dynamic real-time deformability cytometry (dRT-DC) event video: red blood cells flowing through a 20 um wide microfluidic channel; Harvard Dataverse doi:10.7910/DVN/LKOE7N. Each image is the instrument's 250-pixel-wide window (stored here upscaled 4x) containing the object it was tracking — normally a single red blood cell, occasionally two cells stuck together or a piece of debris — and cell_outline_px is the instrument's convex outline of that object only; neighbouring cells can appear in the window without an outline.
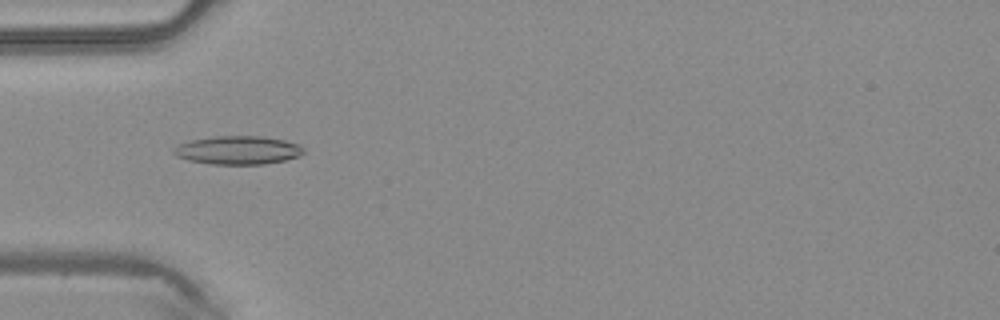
{"species": "common noctule bat (a hibernating species)", "species_latin": "Nyctalus noctula", "temperature_condition": "warm", "stored_images_in_passage": 46, "camera_frame_rate_fps": 3000, "um_per_image_px": 0.085, "animal": {"sex": "male", "body_mass_g": 20.4}, "frame": {"image": 1, "passage_image": 14, "time_ms": 4.333, "image_size_px": [1000, 320], "cell_outline_px": [[304, 152], [300, 156], [284, 160], [264, 164], [212, 164], [188, 160], [176, 156], [172, 152], [172, 148], [180, 144], [192, 140], [216, 136], [264, 136], [284, 140], [300, 144], [304, 148]], "centroid_in_image_um": [20.24, 12.76], "position_along_channel_um": 64.8, "area_um2": 21.56}}
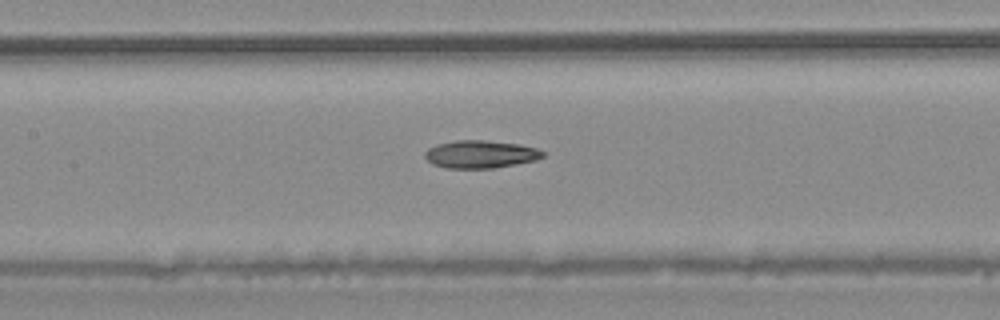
{"frame": {"image": 2, "passage_image": 21, "time_ms": 6.667, "image_size_px": [1000, 320], "cell_outline_px": [[544, 156], [536, 160], [516, 164], [492, 168], [448, 168], [432, 164], [424, 156], [424, 152], [428, 148], [436, 144], [456, 140], [484, 140], [516, 144], [536, 148], [544, 152]], "centroid_in_image_um": [40.81, 13.11], "position_along_channel_um": 166.6, "area_um2": 18.96}}
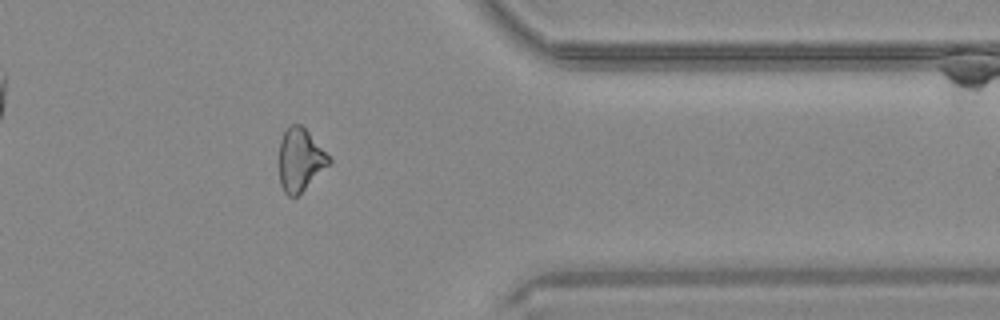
{"frame": {"image": 3, "passage_image": 37, "time_ms": 12.0, "image_size_px": [1000, 320], "cell_outline_px": [[332, 164], [296, 196], [288, 196], [284, 192], [280, 184], [280, 140], [288, 124], [300, 124], [308, 132], [332, 160]], "centroid_in_image_um": [25.52, 13.59], "position_along_channel_um": 385.9, "area_um2": 18.09}}